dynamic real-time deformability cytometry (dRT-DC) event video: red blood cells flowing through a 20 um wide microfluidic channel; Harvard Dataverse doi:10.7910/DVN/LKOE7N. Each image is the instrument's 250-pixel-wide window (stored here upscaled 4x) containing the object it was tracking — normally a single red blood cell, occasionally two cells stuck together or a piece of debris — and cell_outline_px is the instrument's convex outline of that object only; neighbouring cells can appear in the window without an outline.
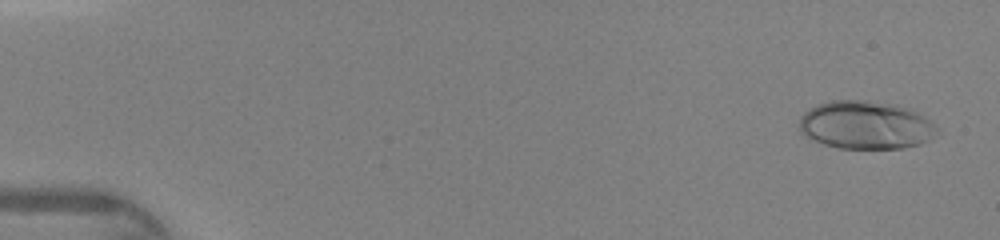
{"species": "human", "species_latin": "Homo sapiens", "temperature_condition": "warm", "stored_images_in_passage": 46, "camera_frame_rate_fps": 3000, "um_per_image_px": 0.085, "donor": {"sex": "female"}, "frame": {"image": 1, "passage_image": 2, "time_ms": 0.333, "image_size_px": [1000, 240], "cell_outline_px": [[936, 128], [932, 136], [928, 140], [920, 144], [904, 148], [840, 148], [824, 144], [804, 136], [800, 132], [800, 116], [804, 112], [816, 104], [832, 100], [860, 100], [896, 104], [912, 108], [932, 120]], "centroid_in_image_um": [73.58, 10.61], "position_along_channel_um": 11.4, "area_um2": 38.78}}
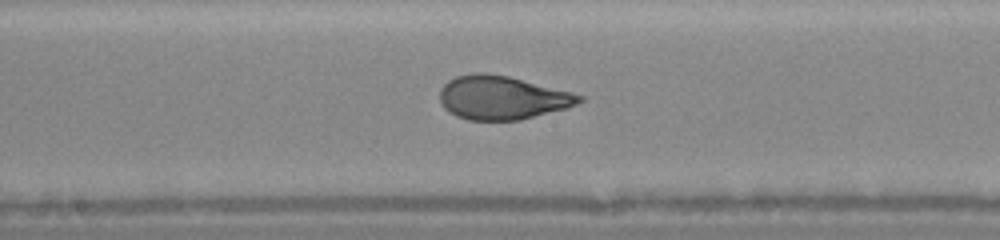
{"frame": {"image": 2, "passage_image": 25, "time_ms": 8.0, "image_size_px": [1000, 240], "cell_outline_px": [[584, 100], [568, 108], [520, 120], [468, 120], [456, 116], [448, 112], [440, 104], [440, 88], [448, 80], [456, 76], [472, 72], [484, 72], [508, 76], [572, 92], [584, 96]], "centroid_in_image_um": [42.66, 8.3], "position_along_channel_um": 205.5, "area_um2": 35.72}}
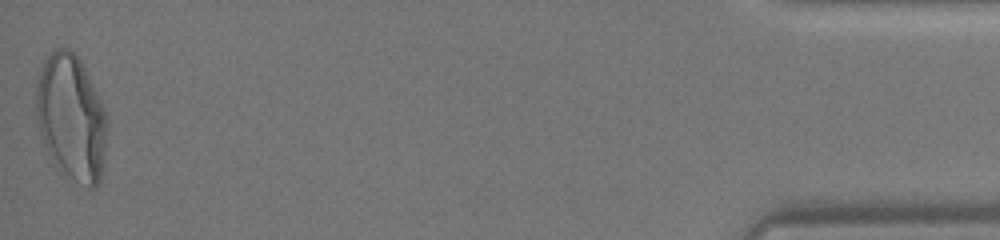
{"frame": {"image": 3, "passage_image": 46, "time_ms": 15.0, "image_size_px": [1000, 240], "cell_outline_px": [[108, 128], [100, 180], [96, 188], [88, 188], [60, 172], [44, 144], [36, 120], [36, 88], [40, 72], [44, 60], [56, 48], [68, 48], [80, 60], [108, 116]], "centroid_in_image_um": [6.07, 10.02], "position_along_channel_um": 429.1, "area_um2": 51.85}}